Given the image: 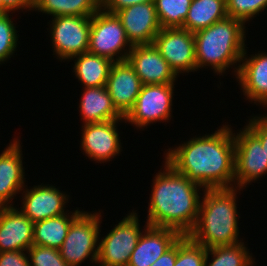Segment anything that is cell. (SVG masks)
<instances>
[{"label":"cell","mask_w":267,"mask_h":266,"mask_svg":"<svg viewBox=\"0 0 267 266\" xmlns=\"http://www.w3.org/2000/svg\"><path fill=\"white\" fill-rule=\"evenodd\" d=\"M206 188L194 228L187 235L206 249L214 246L234 245L238 240L236 190Z\"/></svg>","instance_id":"obj_3"},{"label":"cell","mask_w":267,"mask_h":266,"mask_svg":"<svg viewBox=\"0 0 267 266\" xmlns=\"http://www.w3.org/2000/svg\"><path fill=\"white\" fill-rule=\"evenodd\" d=\"M246 127L260 140L267 153V116L251 118Z\"/></svg>","instance_id":"obj_32"},{"label":"cell","mask_w":267,"mask_h":266,"mask_svg":"<svg viewBox=\"0 0 267 266\" xmlns=\"http://www.w3.org/2000/svg\"><path fill=\"white\" fill-rule=\"evenodd\" d=\"M192 0H154L161 28H175L184 25Z\"/></svg>","instance_id":"obj_27"},{"label":"cell","mask_w":267,"mask_h":266,"mask_svg":"<svg viewBox=\"0 0 267 266\" xmlns=\"http://www.w3.org/2000/svg\"><path fill=\"white\" fill-rule=\"evenodd\" d=\"M153 44L176 75L197 70L194 33L181 27L161 28Z\"/></svg>","instance_id":"obj_10"},{"label":"cell","mask_w":267,"mask_h":266,"mask_svg":"<svg viewBox=\"0 0 267 266\" xmlns=\"http://www.w3.org/2000/svg\"><path fill=\"white\" fill-rule=\"evenodd\" d=\"M178 173L206 188H231L235 182L234 133L223 125L215 133L190 139L166 153Z\"/></svg>","instance_id":"obj_1"},{"label":"cell","mask_w":267,"mask_h":266,"mask_svg":"<svg viewBox=\"0 0 267 266\" xmlns=\"http://www.w3.org/2000/svg\"><path fill=\"white\" fill-rule=\"evenodd\" d=\"M177 256V241L150 266H174Z\"/></svg>","instance_id":"obj_35"},{"label":"cell","mask_w":267,"mask_h":266,"mask_svg":"<svg viewBox=\"0 0 267 266\" xmlns=\"http://www.w3.org/2000/svg\"><path fill=\"white\" fill-rule=\"evenodd\" d=\"M19 141L13 140L0 154V207H8L14 195L24 187L23 157Z\"/></svg>","instance_id":"obj_20"},{"label":"cell","mask_w":267,"mask_h":266,"mask_svg":"<svg viewBox=\"0 0 267 266\" xmlns=\"http://www.w3.org/2000/svg\"><path fill=\"white\" fill-rule=\"evenodd\" d=\"M127 266H150L182 235L175 229L146 225Z\"/></svg>","instance_id":"obj_18"},{"label":"cell","mask_w":267,"mask_h":266,"mask_svg":"<svg viewBox=\"0 0 267 266\" xmlns=\"http://www.w3.org/2000/svg\"><path fill=\"white\" fill-rule=\"evenodd\" d=\"M126 46H129L128 50L124 49ZM132 47L133 45L127 39L125 29L115 13L100 8L91 16L88 52L113 62H121L126 61ZM114 56L118 57L114 58Z\"/></svg>","instance_id":"obj_5"},{"label":"cell","mask_w":267,"mask_h":266,"mask_svg":"<svg viewBox=\"0 0 267 266\" xmlns=\"http://www.w3.org/2000/svg\"><path fill=\"white\" fill-rule=\"evenodd\" d=\"M29 257L23 251L0 253V266H30Z\"/></svg>","instance_id":"obj_33"},{"label":"cell","mask_w":267,"mask_h":266,"mask_svg":"<svg viewBox=\"0 0 267 266\" xmlns=\"http://www.w3.org/2000/svg\"><path fill=\"white\" fill-rule=\"evenodd\" d=\"M213 255L207 264L208 257ZM254 260L243 242L234 245L214 246L206 249L205 266H252Z\"/></svg>","instance_id":"obj_26"},{"label":"cell","mask_w":267,"mask_h":266,"mask_svg":"<svg viewBox=\"0 0 267 266\" xmlns=\"http://www.w3.org/2000/svg\"><path fill=\"white\" fill-rule=\"evenodd\" d=\"M99 215L82 211L71 223L63 245L59 248L61 257L69 266H78L89 256L92 262L97 263Z\"/></svg>","instance_id":"obj_6"},{"label":"cell","mask_w":267,"mask_h":266,"mask_svg":"<svg viewBox=\"0 0 267 266\" xmlns=\"http://www.w3.org/2000/svg\"><path fill=\"white\" fill-rule=\"evenodd\" d=\"M235 182L238 190L267 173V153L260 140L244 127L235 136Z\"/></svg>","instance_id":"obj_11"},{"label":"cell","mask_w":267,"mask_h":266,"mask_svg":"<svg viewBox=\"0 0 267 266\" xmlns=\"http://www.w3.org/2000/svg\"><path fill=\"white\" fill-rule=\"evenodd\" d=\"M173 87L174 83L143 85L125 121L142 128L155 121L169 120Z\"/></svg>","instance_id":"obj_8"},{"label":"cell","mask_w":267,"mask_h":266,"mask_svg":"<svg viewBox=\"0 0 267 266\" xmlns=\"http://www.w3.org/2000/svg\"><path fill=\"white\" fill-rule=\"evenodd\" d=\"M23 192L20 211L33 223L66 214L64 206L68 197L54 186L41 184Z\"/></svg>","instance_id":"obj_17"},{"label":"cell","mask_w":267,"mask_h":266,"mask_svg":"<svg viewBox=\"0 0 267 266\" xmlns=\"http://www.w3.org/2000/svg\"><path fill=\"white\" fill-rule=\"evenodd\" d=\"M122 119L105 122L85 123L81 147L89 158L95 161H110L121 150L117 123Z\"/></svg>","instance_id":"obj_14"},{"label":"cell","mask_w":267,"mask_h":266,"mask_svg":"<svg viewBox=\"0 0 267 266\" xmlns=\"http://www.w3.org/2000/svg\"><path fill=\"white\" fill-rule=\"evenodd\" d=\"M80 111L85 123L105 122L125 118L116 110L106 86L85 87Z\"/></svg>","instance_id":"obj_21"},{"label":"cell","mask_w":267,"mask_h":266,"mask_svg":"<svg viewBox=\"0 0 267 266\" xmlns=\"http://www.w3.org/2000/svg\"><path fill=\"white\" fill-rule=\"evenodd\" d=\"M34 0H3L4 14L18 9H33Z\"/></svg>","instance_id":"obj_36"},{"label":"cell","mask_w":267,"mask_h":266,"mask_svg":"<svg viewBox=\"0 0 267 266\" xmlns=\"http://www.w3.org/2000/svg\"><path fill=\"white\" fill-rule=\"evenodd\" d=\"M244 29L242 21L227 16L194 33L197 69L212 66L218 75L230 65L241 63L246 46Z\"/></svg>","instance_id":"obj_4"},{"label":"cell","mask_w":267,"mask_h":266,"mask_svg":"<svg viewBox=\"0 0 267 266\" xmlns=\"http://www.w3.org/2000/svg\"><path fill=\"white\" fill-rule=\"evenodd\" d=\"M82 211L76 210L71 216H61L37 221L33 226V245L59 249L67 236L73 220Z\"/></svg>","instance_id":"obj_23"},{"label":"cell","mask_w":267,"mask_h":266,"mask_svg":"<svg viewBox=\"0 0 267 266\" xmlns=\"http://www.w3.org/2000/svg\"><path fill=\"white\" fill-rule=\"evenodd\" d=\"M132 45L153 44L161 25L154 2L139 3L116 11Z\"/></svg>","instance_id":"obj_12"},{"label":"cell","mask_w":267,"mask_h":266,"mask_svg":"<svg viewBox=\"0 0 267 266\" xmlns=\"http://www.w3.org/2000/svg\"><path fill=\"white\" fill-rule=\"evenodd\" d=\"M138 221L137 213H130L98 243L97 264H101L99 266L128 265L131 253L143 233Z\"/></svg>","instance_id":"obj_7"},{"label":"cell","mask_w":267,"mask_h":266,"mask_svg":"<svg viewBox=\"0 0 267 266\" xmlns=\"http://www.w3.org/2000/svg\"><path fill=\"white\" fill-rule=\"evenodd\" d=\"M246 50L243 53L239 66L235 67L236 74L247 99L254 103L258 102L264 107L267 105V54L259 53L245 58ZM245 58V59H244Z\"/></svg>","instance_id":"obj_19"},{"label":"cell","mask_w":267,"mask_h":266,"mask_svg":"<svg viewBox=\"0 0 267 266\" xmlns=\"http://www.w3.org/2000/svg\"><path fill=\"white\" fill-rule=\"evenodd\" d=\"M142 86L140 78L127 61L112 64L106 89L114 107L123 117L133 108Z\"/></svg>","instance_id":"obj_15"},{"label":"cell","mask_w":267,"mask_h":266,"mask_svg":"<svg viewBox=\"0 0 267 266\" xmlns=\"http://www.w3.org/2000/svg\"><path fill=\"white\" fill-rule=\"evenodd\" d=\"M126 61L143 85L174 83L177 77L154 44L133 45Z\"/></svg>","instance_id":"obj_13"},{"label":"cell","mask_w":267,"mask_h":266,"mask_svg":"<svg viewBox=\"0 0 267 266\" xmlns=\"http://www.w3.org/2000/svg\"><path fill=\"white\" fill-rule=\"evenodd\" d=\"M228 17L244 24L267 7V0H226Z\"/></svg>","instance_id":"obj_29"},{"label":"cell","mask_w":267,"mask_h":266,"mask_svg":"<svg viewBox=\"0 0 267 266\" xmlns=\"http://www.w3.org/2000/svg\"><path fill=\"white\" fill-rule=\"evenodd\" d=\"M164 167L165 171L159 172L153 180L146 224L188 235L199 214L198 191L204 187L176 172L166 161Z\"/></svg>","instance_id":"obj_2"},{"label":"cell","mask_w":267,"mask_h":266,"mask_svg":"<svg viewBox=\"0 0 267 266\" xmlns=\"http://www.w3.org/2000/svg\"><path fill=\"white\" fill-rule=\"evenodd\" d=\"M76 58L74 72L85 87H103L109 76L113 61L90 52L71 57Z\"/></svg>","instance_id":"obj_24"},{"label":"cell","mask_w":267,"mask_h":266,"mask_svg":"<svg viewBox=\"0 0 267 266\" xmlns=\"http://www.w3.org/2000/svg\"><path fill=\"white\" fill-rule=\"evenodd\" d=\"M101 0H34L33 10L56 16H92Z\"/></svg>","instance_id":"obj_25"},{"label":"cell","mask_w":267,"mask_h":266,"mask_svg":"<svg viewBox=\"0 0 267 266\" xmlns=\"http://www.w3.org/2000/svg\"><path fill=\"white\" fill-rule=\"evenodd\" d=\"M11 205L0 207V253L27 252L33 245L34 223Z\"/></svg>","instance_id":"obj_16"},{"label":"cell","mask_w":267,"mask_h":266,"mask_svg":"<svg viewBox=\"0 0 267 266\" xmlns=\"http://www.w3.org/2000/svg\"><path fill=\"white\" fill-rule=\"evenodd\" d=\"M15 28L8 13L0 15V64L11 58L17 47L18 36Z\"/></svg>","instance_id":"obj_30"},{"label":"cell","mask_w":267,"mask_h":266,"mask_svg":"<svg viewBox=\"0 0 267 266\" xmlns=\"http://www.w3.org/2000/svg\"><path fill=\"white\" fill-rule=\"evenodd\" d=\"M227 16L226 0H192L181 28L196 33Z\"/></svg>","instance_id":"obj_22"},{"label":"cell","mask_w":267,"mask_h":266,"mask_svg":"<svg viewBox=\"0 0 267 266\" xmlns=\"http://www.w3.org/2000/svg\"><path fill=\"white\" fill-rule=\"evenodd\" d=\"M26 253L30 266H69L56 248L32 245Z\"/></svg>","instance_id":"obj_31"},{"label":"cell","mask_w":267,"mask_h":266,"mask_svg":"<svg viewBox=\"0 0 267 266\" xmlns=\"http://www.w3.org/2000/svg\"><path fill=\"white\" fill-rule=\"evenodd\" d=\"M4 14L3 0H0V15Z\"/></svg>","instance_id":"obj_37"},{"label":"cell","mask_w":267,"mask_h":266,"mask_svg":"<svg viewBox=\"0 0 267 266\" xmlns=\"http://www.w3.org/2000/svg\"><path fill=\"white\" fill-rule=\"evenodd\" d=\"M148 2H154V0H101V8L104 11L115 13L134 4Z\"/></svg>","instance_id":"obj_34"},{"label":"cell","mask_w":267,"mask_h":266,"mask_svg":"<svg viewBox=\"0 0 267 266\" xmlns=\"http://www.w3.org/2000/svg\"><path fill=\"white\" fill-rule=\"evenodd\" d=\"M206 248L195 243L187 235L177 240V256L174 266H205Z\"/></svg>","instance_id":"obj_28"},{"label":"cell","mask_w":267,"mask_h":266,"mask_svg":"<svg viewBox=\"0 0 267 266\" xmlns=\"http://www.w3.org/2000/svg\"><path fill=\"white\" fill-rule=\"evenodd\" d=\"M51 38L54 52L61 60L88 52L91 16L52 18Z\"/></svg>","instance_id":"obj_9"}]
</instances>
